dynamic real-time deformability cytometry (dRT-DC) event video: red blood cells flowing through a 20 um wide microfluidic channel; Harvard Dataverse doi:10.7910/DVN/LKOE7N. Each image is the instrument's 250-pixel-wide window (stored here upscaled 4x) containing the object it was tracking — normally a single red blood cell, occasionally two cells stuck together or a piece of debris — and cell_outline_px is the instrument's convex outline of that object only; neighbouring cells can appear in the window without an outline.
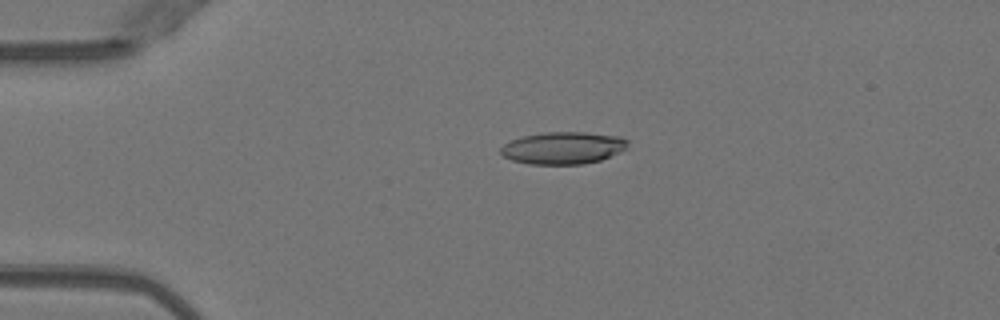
{"species": "Egyptian fruit bat (a non-hibernating species)", "species_latin": "Rousettus aegyptiacus", "temperature_condition": "warm", "stored_images_in_passage": 51, "camera_frame_rate_fps": 3000, "um_per_image_px": 0.085, "animal": {"sex": "female"}, "frame": {"image": 1, "passage_image": 12, "time_ms": 3.667, "image_size_px": [1000, 320], "cell_outline_px": [[628, 148], [620, 152], [600, 160], [584, 164], [528, 164], [512, 160], [504, 156], [500, 152], [500, 148], [504, 144], [512, 140], [524, 136], [544, 132], [584, 132], [620, 136], [628, 140]], "centroid_in_image_um": [47.89, 12.57], "position_along_channel_um": 37.1, "area_um2": 23.87}}
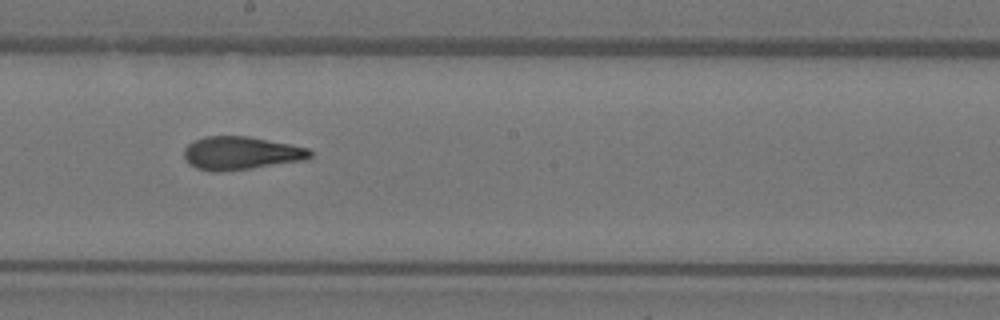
{"frame": {"image": 2, "passage_image": 29, "time_ms": 9.333, "image_size_px": [1000, 320], "cell_outline_px": [[312, 156], [308, 160], [252, 168], [220, 172], [212, 172], [196, 168], [188, 164], [184, 156], [184, 148], [188, 144], [204, 136], [248, 136], [308, 148], [312, 152]], "centroid_in_image_um": [20.47, 13.03], "position_along_channel_um": 227.7, "area_um2": 24.51}}
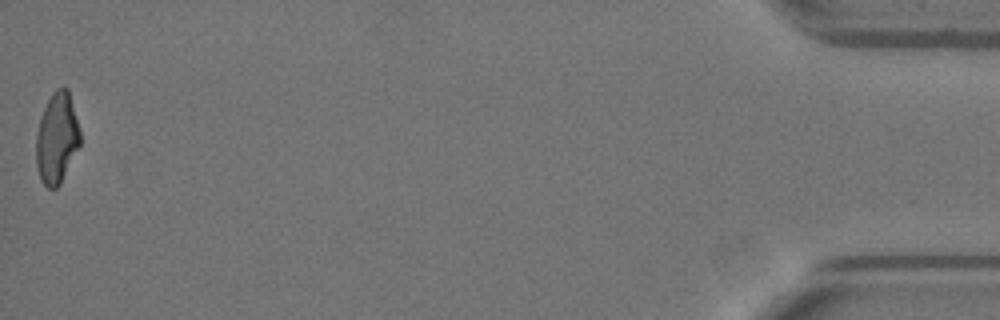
{"frame": {"image": 3, "passage_image": 51, "time_ms": 16.667, "image_size_px": [1000, 320], "cell_outline_px": [[80, 144], [60, 184], [56, 188], [48, 188], [40, 180], [36, 164], [36, 136], [40, 116], [52, 92], [56, 88], [64, 84], [68, 88], [80, 132]], "centroid_in_image_um": [4.82, 11.72], "position_along_channel_um": 430.4, "area_um2": 23.29}, "authors_computed_cell_mechanics": {"area_um2": 24.1604, "velocity_mm_per_s": 4.0459, "shape_relaxation_time_tau1_ms": 8.0408, "shape_relaxation_time_tau2_ms": 1.6204, "deformation_change_tau1": 0.2497, "deformation_change_tau2": 0.0956}}